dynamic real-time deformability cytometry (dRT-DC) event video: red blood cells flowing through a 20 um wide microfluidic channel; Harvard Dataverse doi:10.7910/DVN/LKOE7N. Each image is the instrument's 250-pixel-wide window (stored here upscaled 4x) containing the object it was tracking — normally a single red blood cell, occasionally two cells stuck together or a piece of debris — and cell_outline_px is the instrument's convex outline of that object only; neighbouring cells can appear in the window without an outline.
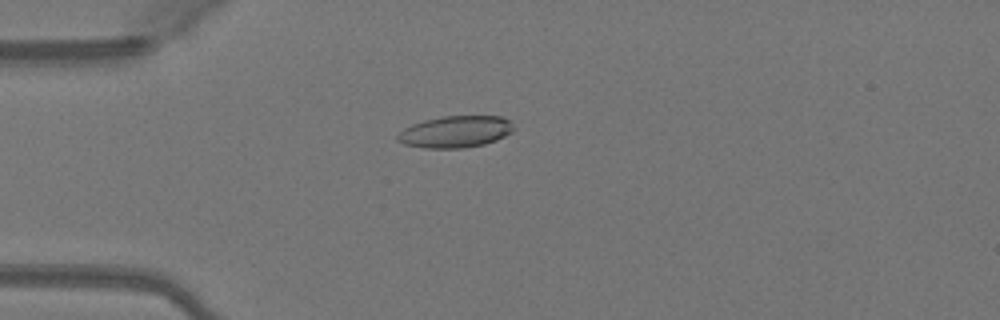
{"species": "Egyptian fruit bat (a non-hibernating species)", "species_latin": "Rousettus aegyptiacus", "temperature_condition": "warm", "stored_images_in_passage": 50, "camera_frame_rate_fps": 3000, "um_per_image_px": 0.085, "animal": {"sex": "female"}, "frame": {"image": 1, "passage_image": 14, "time_ms": 4.333, "image_size_px": [1000, 320], "cell_outline_px": [[516, 128], [512, 132], [496, 140], [484, 144], [464, 148], [424, 148], [404, 144], [396, 140], [396, 136], [404, 128], [412, 124], [424, 120], [444, 116], [500, 116], [512, 120]], "centroid_in_image_um": [38.74, 11.19], "position_along_channel_um": 46.3, "area_um2": 21.68}}
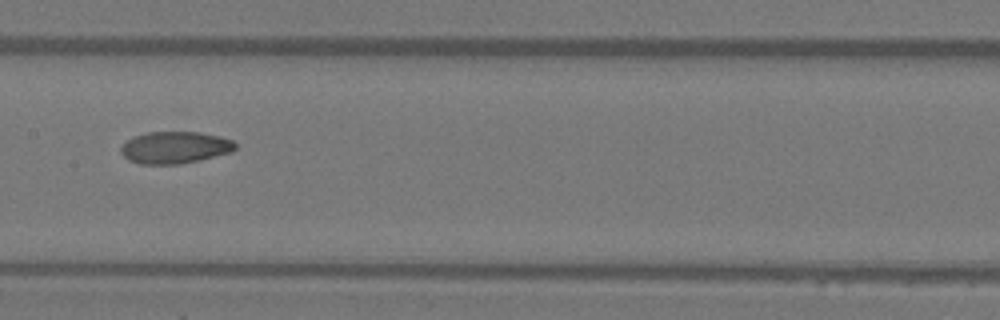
{"frame": {"image": 2, "passage_image": 26, "time_ms": 8.333, "image_size_px": [1000, 320], "cell_outline_px": [[236, 148], [232, 152], [200, 160], [180, 164], [140, 164], [128, 160], [120, 152], [120, 148], [132, 136], [148, 132], [200, 132], [220, 136], [232, 140], [236, 144]], "centroid_in_image_um": [14.87, 12.54], "position_along_channel_um": 192.5, "area_um2": 21.44}}
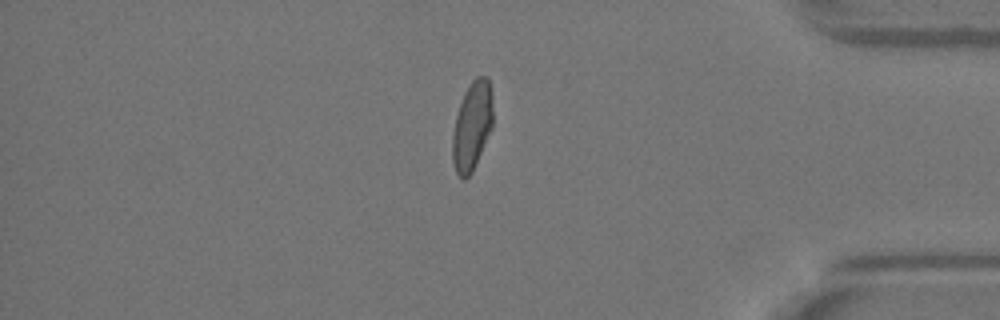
{"frame": {"image": 3, "passage_image": 43, "time_ms": 14.0, "image_size_px": [1000, 320], "cell_outline_px": [[492, 128], [472, 172], [464, 180], [460, 180], [456, 172], [452, 160], [452, 136], [456, 116], [464, 92], [472, 80], [476, 76], [488, 76], [492, 92]], "centroid_in_image_um": [40.12, 10.7], "position_along_channel_um": 395.1, "area_um2": 21.04}, "authors_computed_cell_mechanics": {"area_um2": 21.386, "velocity_mm_per_s": 4.0838, "shape_relaxation_time_tau1_ms": 5.9856, "shape_relaxation_time_tau2_ms": 1.1531, "deformation_change_tau1": 0.1788, "deformation_change_tau2": 0.0465}}